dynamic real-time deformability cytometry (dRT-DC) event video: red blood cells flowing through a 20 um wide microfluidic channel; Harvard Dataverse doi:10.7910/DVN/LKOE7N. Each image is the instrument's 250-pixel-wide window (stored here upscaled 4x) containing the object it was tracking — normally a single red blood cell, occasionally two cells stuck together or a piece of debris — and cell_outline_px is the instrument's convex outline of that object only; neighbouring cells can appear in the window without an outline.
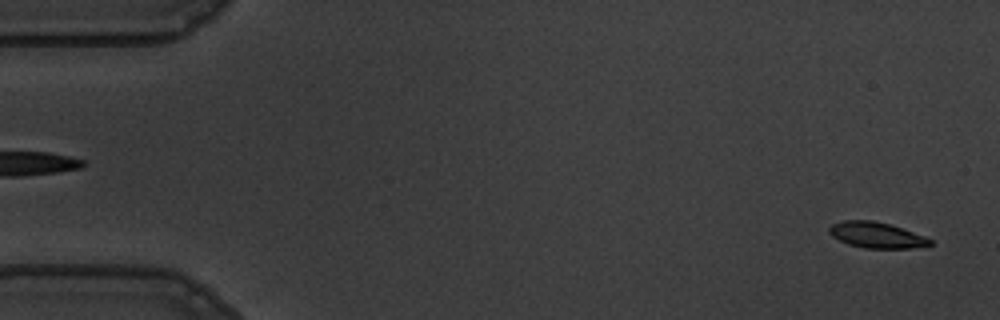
{"species": "common noctule bat (a hibernating species)", "species_latin": "Nyctalus noctula", "temperature_condition": "warm", "stored_images_in_passage": 15, "camera_frame_rate_fps": 3000, "um_per_image_px": 0.085, "animal": {"sex": "male", "body_mass_g": 19.5, "forearm_length_mm": 54.6}, "frame": {"image": 1, "passage_image": 2, "time_ms": 0.333, "image_size_px": [1000, 320], "cell_outline_px": [[932, 244], [912, 248], [864, 248], [848, 244], [832, 236], [828, 232], [828, 228], [832, 224], [844, 220], [872, 220], [888, 224], [924, 236], [932, 240]], "centroid_in_image_um": [74.46, 19.98], "position_along_channel_um": 10.5, "area_um2": 14.97}}